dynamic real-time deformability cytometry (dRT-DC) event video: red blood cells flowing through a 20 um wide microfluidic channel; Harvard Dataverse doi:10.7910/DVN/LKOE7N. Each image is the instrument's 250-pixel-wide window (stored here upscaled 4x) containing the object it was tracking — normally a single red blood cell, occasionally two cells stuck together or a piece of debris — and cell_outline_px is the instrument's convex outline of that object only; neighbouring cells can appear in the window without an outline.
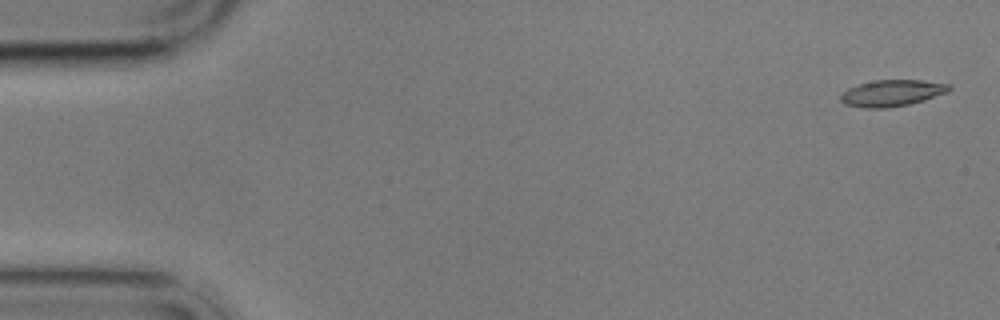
{"species": "common noctule bat (a hibernating species)", "species_latin": "Nyctalus noctula", "temperature_condition": "cold", "stored_images_in_passage": 4, "camera_frame_rate_fps": 3000, "um_per_image_px": 0.085, "animal": {"sex": "male", "body_mass_g": 17.9}, "frame": {"image": 1, "passage_image": 1, "time_ms": 0.0, "image_size_px": [1000, 320], "cell_outline_px": [[952, 88], [948, 92], [924, 100], [908, 104], [888, 108], [864, 108], [844, 104], [840, 100], [840, 96], [848, 88], [860, 84], [876, 80], [920, 80], [952, 84]], "centroid_in_image_um": [75.84, 7.91], "position_along_channel_um": 9.2, "area_um2": 16.7}}
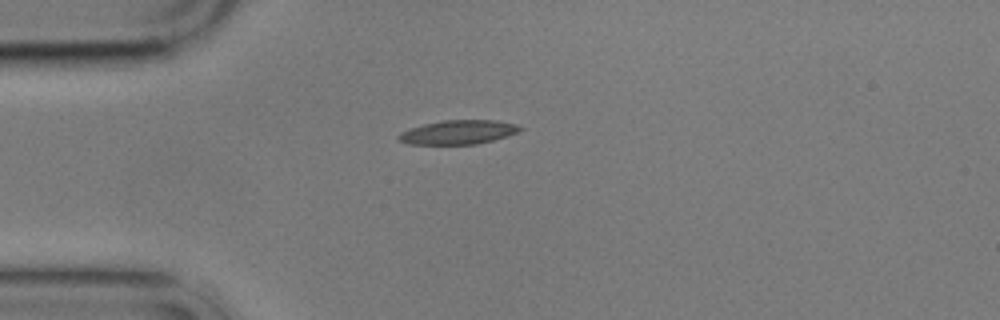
{"frame": {"image": 2, "passage_image": 4, "time_ms": 4.333, "image_size_px": [1000, 320], "cell_outline_px": [[524, 128], [508, 136], [476, 144], [408, 144], [400, 140], [396, 136], [400, 132], [424, 124], [444, 120], [496, 120], [516, 124]], "centroid_in_image_um": [38.96, 11.23], "position_along_channel_um": 46.0, "area_um2": 16.88}}